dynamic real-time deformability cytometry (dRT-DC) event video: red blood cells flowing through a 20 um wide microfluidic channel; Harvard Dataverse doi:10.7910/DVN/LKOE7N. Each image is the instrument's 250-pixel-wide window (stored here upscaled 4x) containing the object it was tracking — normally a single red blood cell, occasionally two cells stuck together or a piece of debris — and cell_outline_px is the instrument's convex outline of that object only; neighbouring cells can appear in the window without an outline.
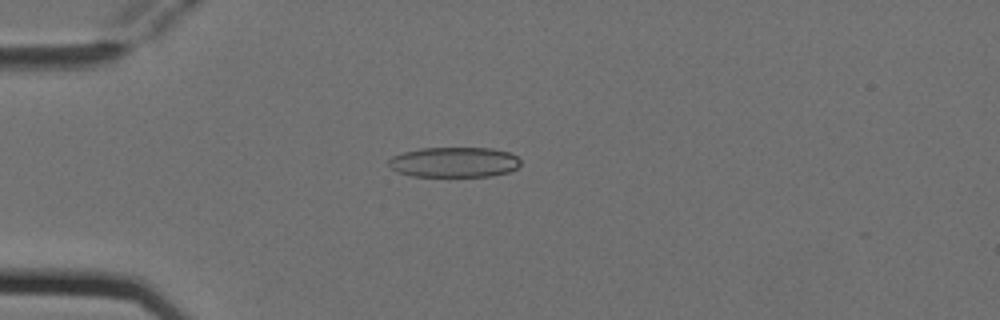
{"species": "Egyptian fruit bat (a non-hibernating species)", "species_latin": "Rousettus aegyptiacus", "temperature_condition": "cold", "stored_images_in_passage": 6, "camera_frame_rate_fps": 3000, "um_per_image_px": 0.085, "animal": {"sex": "female"}, "frame": {"image": 1, "passage_image": 4, "time_ms": 1.0, "image_size_px": [1000, 320], "cell_outline_px": [[520, 164], [516, 168], [508, 172], [492, 176], [412, 176], [396, 172], [388, 164], [388, 160], [392, 156], [404, 152], [420, 148], [492, 148], [508, 152], [516, 156], [520, 160]], "centroid_in_image_um": [38.59, 13.78], "position_along_channel_um": 46.4, "area_um2": 23.24}}
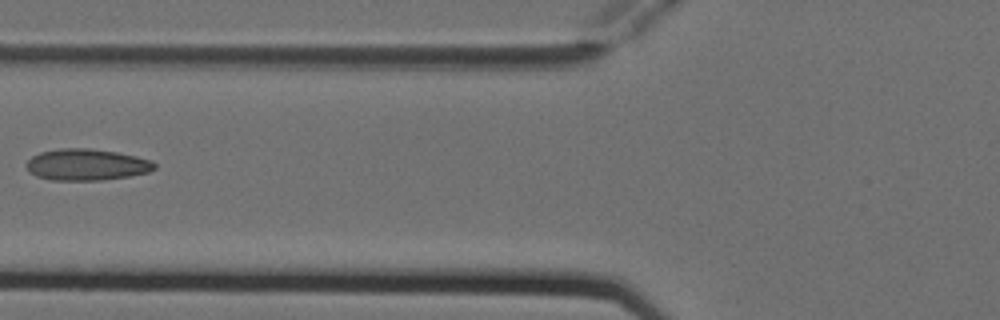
{"frame": {"image": 2, "passage_image": 6, "time_ms": 1.667, "image_size_px": [1000, 320], "cell_outline_px": [[156, 168], [148, 172], [128, 176], [100, 180], [52, 180], [36, 176], [28, 172], [24, 164], [32, 156], [40, 152], [60, 148], [88, 148], [116, 152], [136, 156], [152, 160], [156, 164]], "centroid_in_image_um": [7.33, 13.99], "position_along_channel_um": 118.5, "area_um2": 23.58}}